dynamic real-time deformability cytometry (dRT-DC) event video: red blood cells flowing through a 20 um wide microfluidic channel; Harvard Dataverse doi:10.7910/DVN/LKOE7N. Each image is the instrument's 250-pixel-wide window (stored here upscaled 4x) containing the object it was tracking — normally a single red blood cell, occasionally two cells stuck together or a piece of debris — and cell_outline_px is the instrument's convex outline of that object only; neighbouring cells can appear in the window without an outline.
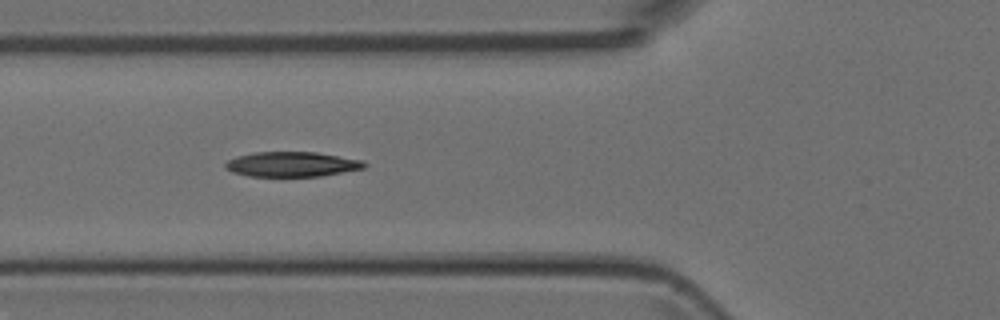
{"species": "Egyptian fruit bat (a non-hibernating species)", "species_latin": "Rousettus aegyptiacus", "temperature_condition": "room temperature", "stored_images_in_passage": 16, "camera_frame_rate_fps": 3000, "um_per_image_px": 0.085, "animal": {"sex": "female"}, "frame": {"image": 1, "passage_image": 7, "time_ms": 2.0, "image_size_px": [1000, 320], "cell_outline_px": [[368, 164], [364, 168], [320, 176], [248, 176], [232, 172], [224, 168], [224, 164], [228, 160], [236, 156], [252, 152], [316, 152], [364, 160]], "centroid_in_image_um": [24.79, 13.95], "position_along_channel_um": 101.0, "area_um2": 20.29}}
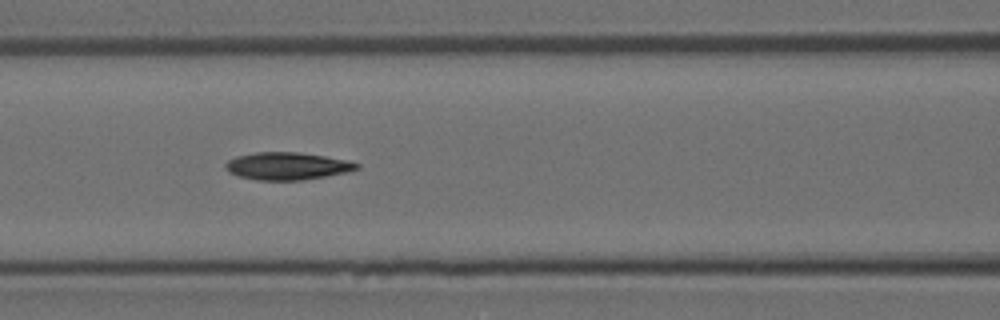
{"frame": {"image": 2, "passage_image": 10, "time_ms": 3.0, "image_size_px": [1000, 320], "cell_outline_px": [[360, 168], [348, 172], [300, 180], [256, 180], [236, 176], [228, 172], [224, 168], [224, 164], [228, 160], [236, 156], [256, 152], [300, 152], [348, 160], [360, 164]], "centroid_in_image_um": [24.38, 14.11], "position_along_channel_um": 142.2, "area_um2": 21.15}}